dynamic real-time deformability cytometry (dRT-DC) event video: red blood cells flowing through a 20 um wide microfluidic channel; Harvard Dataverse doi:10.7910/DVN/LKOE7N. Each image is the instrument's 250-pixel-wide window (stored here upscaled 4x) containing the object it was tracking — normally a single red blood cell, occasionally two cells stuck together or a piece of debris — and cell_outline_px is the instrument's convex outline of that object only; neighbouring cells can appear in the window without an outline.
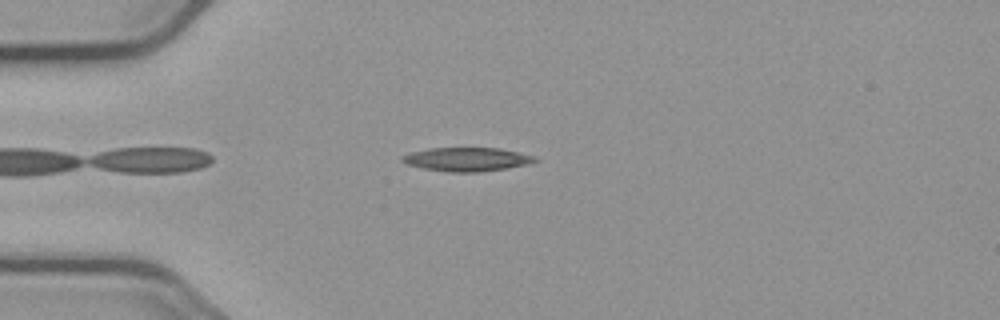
{"species": "common noctule bat (a hibernating species)", "species_latin": "Nyctalus noctula", "temperature_condition": "cold", "stored_images_in_passage": 46, "camera_frame_rate_fps": 3000, "um_per_image_px": 0.085, "animal": {"sex": "male", "body_mass_g": 23.1, "forearm_length_mm": 52.7}, "frame": {"image": 1, "passage_image": 5, "time_ms": 1.333, "image_size_px": [1000, 320], "cell_outline_px": [[540, 160], [528, 164], [508, 168], [480, 172], [448, 172], [424, 168], [408, 164], [400, 160], [400, 156], [412, 152], [432, 148], [500, 148], [536, 156]], "centroid_in_image_um": [39.73, 13.54], "position_along_channel_um": 45.3, "area_um2": 18.38}}
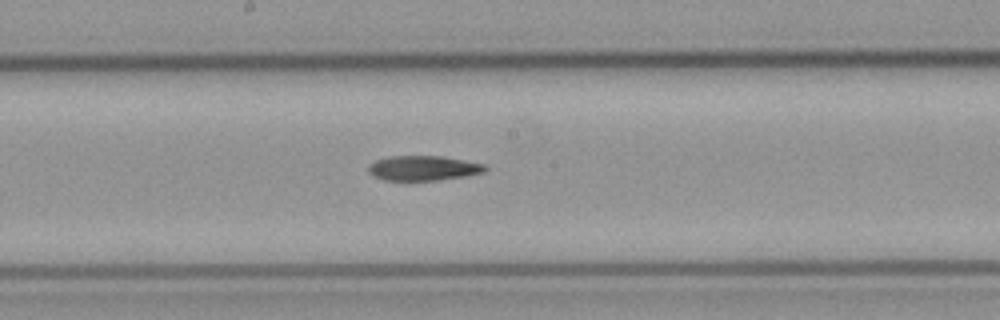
{"frame": {"image": 2, "passage_image": 20, "time_ms": 6.333, "image_size_px": [1000, 320], "cell_outline_px": [[488, 168], [484, 172], [464, 176], [440, 180], [384, 180], [372, 176], [368, 172], [368, 164], [376, 160], [388, 156], [444, 156], [484, 164]], "centroid_in_image_um": [35.95, 14.28], "position_along_channel_um": 212.3, "area_um2": 16.99}}
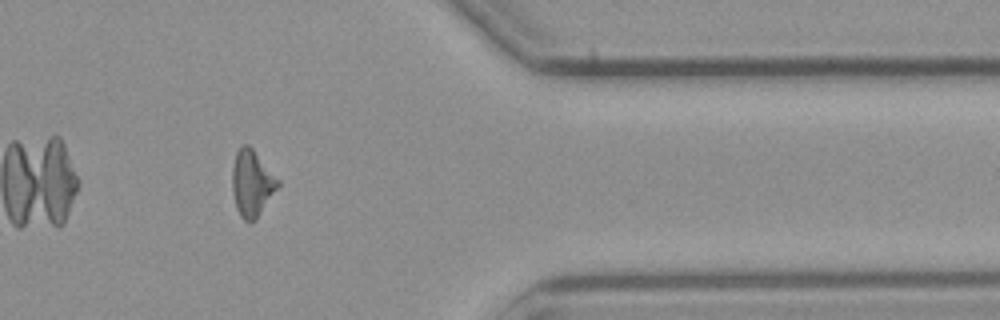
{"frame": {"image": 3, "passage_image": 36, "time_ms": 11.667, "image_size_px": [1000, 320], "cell_outline_px": [[280, 184], [256, 220], [252, 224], [244, 220], [240, 216], [236, 208], [232, 192], [232, 168], [236, 152], [240, 144], [248, 144], [252, 148], [280, 180]], "centroid_in_image_um": [21.4, 15.59], "position_along_channel_um": 390.0, "area_um2": 17.86}}